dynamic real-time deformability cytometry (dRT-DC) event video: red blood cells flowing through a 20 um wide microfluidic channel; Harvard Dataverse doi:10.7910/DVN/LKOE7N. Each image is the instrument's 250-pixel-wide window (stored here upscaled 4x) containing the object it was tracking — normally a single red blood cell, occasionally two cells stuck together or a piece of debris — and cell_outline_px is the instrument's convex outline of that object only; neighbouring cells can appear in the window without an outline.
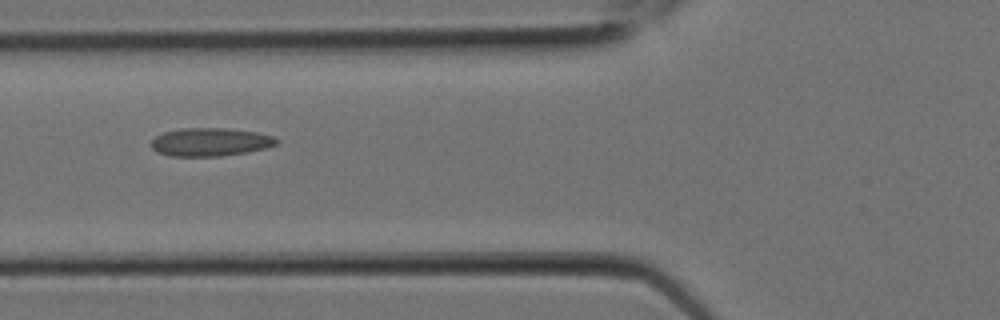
{"species": "Egyptian fruit bat (a non-hibernating species)", "species_latin": "Rousettus aegyptiacus", "temperature_condition": "room temperature", "stored_images_in_passage": 4, "camera_frame_rate_fps": 3000, "um_per_image_px": 0.085, "animal": {"sex": "female"}, "frame": {"image": 1, "passage_image": 3, "time_ms": 0.667, "image_size_px": [1000, 320], "cell_outline_px": [[280, 140], [276, 144], [268, 148], [248, 152], [220, 156], [168, 156], [156, 152], [148, 144], [156, 136], [164, 132], [180, 128], [224, 128], [256, 132], [272, 136]], "centroid_in_image_um": [17.85, 12.08], "position_along_channel_um": 108.0, "area_um2": 20.81}}
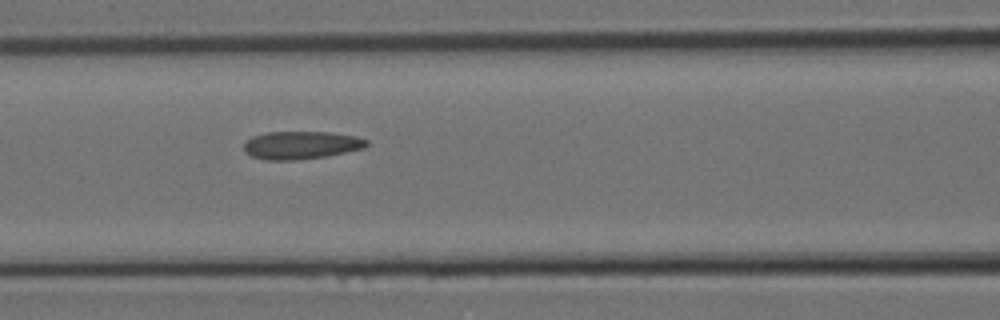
{"frame": {"image": 2, "passage_image": 4, "time_ms": 1.0, "image_size_px": [1000, 320], "cell_outline_px": [[368, 144], [364, 148], [328, 156], [296, 160], [264, 160], [252, 156], [244, 152], [244, 140], [252, 136], [268, 132], [328, 132], [356, 136], [368, 140]], "centroid_in_image_um": [25.57, 12.34], "position_along_channel_um": 141.0, "area_um2": 20.11}}